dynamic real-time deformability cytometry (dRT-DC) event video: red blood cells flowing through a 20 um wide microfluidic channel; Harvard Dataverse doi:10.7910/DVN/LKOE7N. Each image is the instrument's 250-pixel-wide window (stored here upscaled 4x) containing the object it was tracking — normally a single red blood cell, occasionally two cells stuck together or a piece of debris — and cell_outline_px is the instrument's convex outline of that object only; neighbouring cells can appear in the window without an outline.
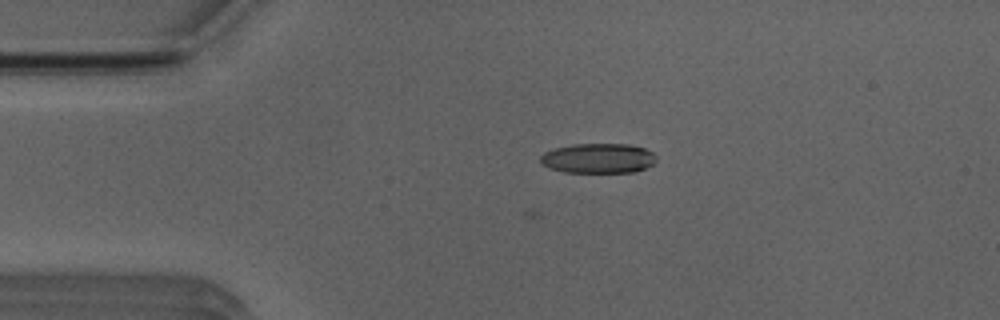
{"species": "Egyptian fruit bat (a non-hibernating species)", "species_latin": "Rousettus aegyptiacus", "temperature_condition": "room temperature", "stored_images_in_passage": 4, "camera_frame_rate_fps": 3000, "um_per_image_px": 0.085, "animal": {"sex": "male"}, "frame": {"image": 1, "passage_image": 4, "time_ms": 1.0, "image_size_px": [1000, 320], "cell_outline_px": [[656, 160], [652, 164], [636, 172], [564, 172], [548, 168], [540, 164], [540, 156], [544, 152], [556, 148], [572, 144], [628, 144], [644, 148], [652, 152], [656, 156]], "centroid_in_image_um": [50.82, 13.45], "position_along_channel_um": 34.2, "area_um2": 20.23}}